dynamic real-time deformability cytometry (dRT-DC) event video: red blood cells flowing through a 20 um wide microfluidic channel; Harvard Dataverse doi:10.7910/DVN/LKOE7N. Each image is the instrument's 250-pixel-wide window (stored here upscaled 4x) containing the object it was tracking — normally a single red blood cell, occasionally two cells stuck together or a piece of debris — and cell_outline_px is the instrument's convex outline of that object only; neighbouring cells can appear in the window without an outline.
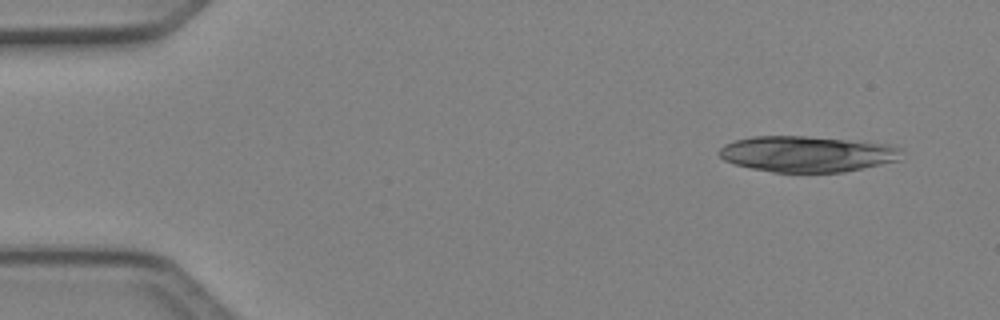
{"species": "Egyptian fruit bat (a non-hibernating species)", "species_latin": "Rousettus aegyptiacus", "temperature_condition": "cold", "stored_images_in_passage": 4, "camera_frame_rate_fps": 3000, "um_per_image_px": 0.085, "animal": {"sex": "female"}, "frame": {"image": 1, "passage_image": 2, "time_ms": 0.333, "image_size_px": [1000, 320], "cell_outline_px": [[900, 160], [844, 172], [772, 172], [752, 168], [736, 164], [724, 160], [720, 156], [720, 148], [724, 144], [736, 140], [752, 136], [808, 136], [888, 144], [900, 148]], "centroid_in_image_um": [68.59, 13.08], "position_along_channel_um": 16.4, "area_um2": 37.92}}